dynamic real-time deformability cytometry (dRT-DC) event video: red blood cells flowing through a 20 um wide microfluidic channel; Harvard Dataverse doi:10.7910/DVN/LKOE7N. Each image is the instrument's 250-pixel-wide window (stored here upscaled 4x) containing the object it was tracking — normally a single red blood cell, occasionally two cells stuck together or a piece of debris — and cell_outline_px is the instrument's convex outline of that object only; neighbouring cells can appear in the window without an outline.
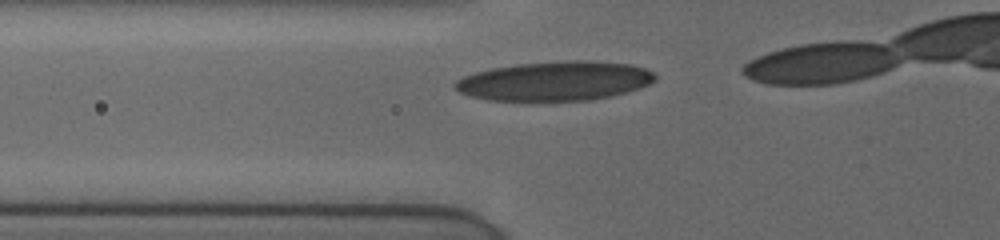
{"species": "human", "species_latin": "Homo sapiens", "temperature_condition": "cold", "stored_images_in_passage": 5, "camera_frame_rate_fps": 3000, "um_per_image_px": 0.085, "donor": {"sex": "female"}, "frame": {"image": 1, "passage_image": 2, "time_ms": 0.333, "image_size_px": [1000, 240], "cell_outline_px": [[656, 80], [640, 88], [612, 96], [588, 100], [488, 100], [472, 96], [460, 92], [452, 88], [452, 84], [456, 80], [464, 76], [476, 72], [492, 68], [520, 64], [564, 60], [584, 60], [632, 64], [644, 68], [652, 72], [656, 76]], "centroid_in_image_um": [47.17, 6.88], "position_along_channel_um": 78.6, "area_um2": 45.72}}